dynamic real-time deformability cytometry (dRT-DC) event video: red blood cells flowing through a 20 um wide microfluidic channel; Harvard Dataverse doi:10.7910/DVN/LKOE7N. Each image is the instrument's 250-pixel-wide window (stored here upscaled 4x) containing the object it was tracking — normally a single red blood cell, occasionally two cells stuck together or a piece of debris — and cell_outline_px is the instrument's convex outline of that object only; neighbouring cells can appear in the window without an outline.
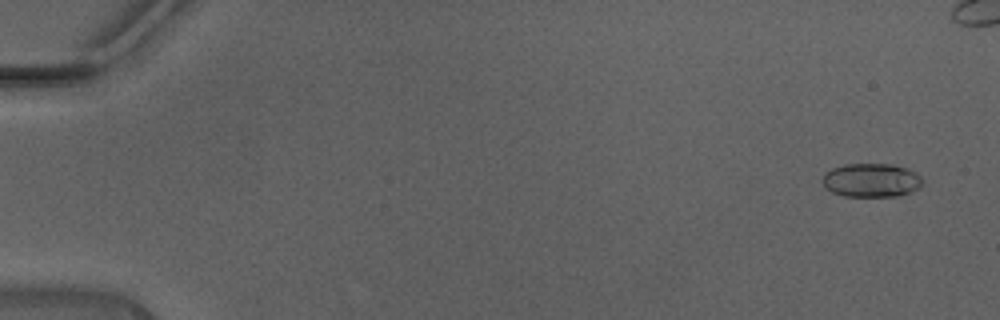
{"species": "Egyptian fruit bat (a non-hibernating species)", "species_latin": "Rousettus aegyptiacus", "temperature_condition": "warm", "stored_images_in_passage": 44, "camera_frame_rate_fps": 3000, "um_per_image_px": 0.085, "animal": {"sex": "male"}, "frame": {"image": 1, "passage_image": 3, "time_ms": 0.667, "image_size_px": [1000, 320], "cell_outline_px": [[924, 184], [920, 188], [912, 192], [896, 196], [844, 196], [832, 192], [824, 188], [820, 180], [824, 172], [832, 168], [844, 164], [892, 164], [904, 168], [920, 176], [924, 180]], "centroid_in_image_um": [74.02, 15.33], "position_along_channel_um": 11.0, "area_um2": 19.94}}
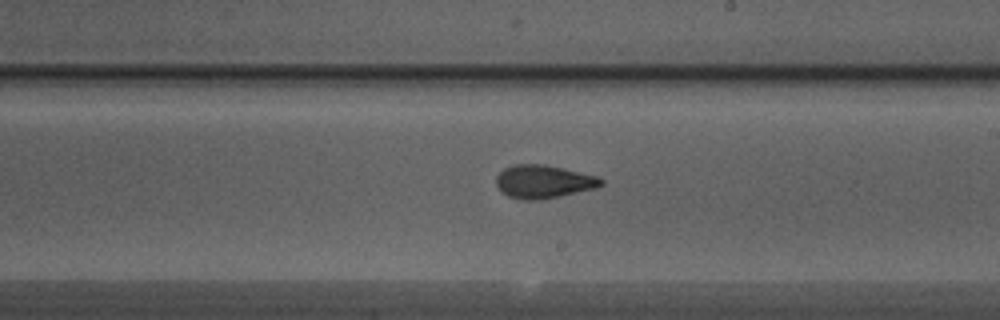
{"frame": {"image": 2, "passage_image": 29, "time_ms": 9.333, "image_size_px": [1000, 320], "cell_outline_px": [[604, 184], [596, 188], [560, 196], [540, 200], [524, 200], [508, 196], [496, 184], [496, 176], [504, 168], [516, 164], [544, 164], [596, 176], [604, 180]], "centroid_in_image_um": [46.2, 15.44], "position_along_channel_um": 242.8, "area_um2": 20.11}}
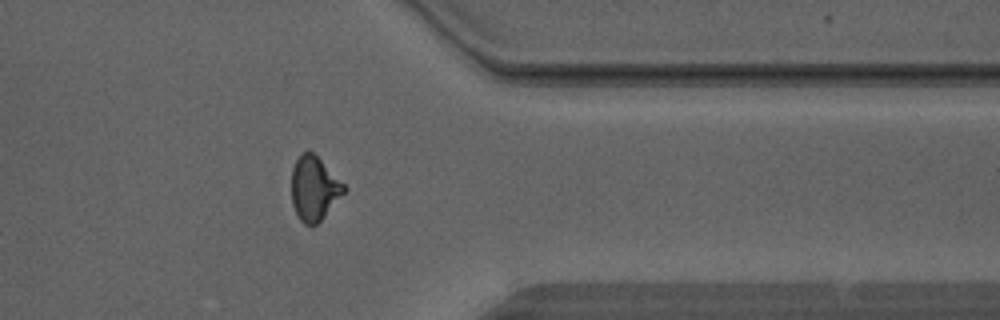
{"frame": {"image": 3, "passage_image": 39, "time_ms": 12.667, "image_size_px": [1000, 320], "cell_outline_px": [[348, 188], [324, 216], [312, 228], [304, 224], [300, 220], [292, 204], [292, 168], [296, 160], [304, 152], [312, 152]], "centroid_in_image_um": [26.69, 16.06], "position_along_channel_um": 384.7, "area_um2": 19.25}, "authors_computed_cell_mechanics": {"area_um2": 19.6809, "velocity_mm_per_s": 4.5005, "shape_relaxation_time_tau1_ms": 7.2175, "shape_relaxation_time_tau2_ms": 1.5167, "deformation_change_tau1": 0.2095, "deformation_change_tau2": 0.091}}